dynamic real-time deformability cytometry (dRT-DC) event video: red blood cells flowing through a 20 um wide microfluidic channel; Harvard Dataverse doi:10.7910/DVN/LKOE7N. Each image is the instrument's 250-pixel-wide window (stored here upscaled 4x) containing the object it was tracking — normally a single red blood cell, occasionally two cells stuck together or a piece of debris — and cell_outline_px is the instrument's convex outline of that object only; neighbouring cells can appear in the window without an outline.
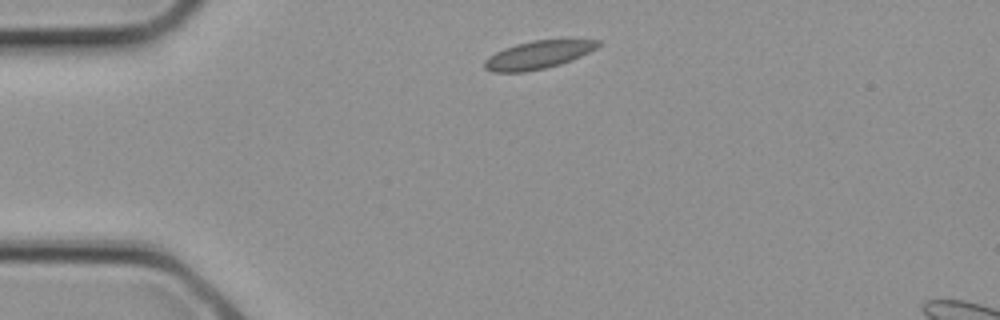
{"species": "common noctule bat (a hibernating species)", "species_latin": "Nyctalus noctula", "temperature_condition": "cold", "stored_images_in_passage": 2, "segment_of_instrument_passage": [1, 2], "camera_frame_rate_fps": 3000, "um_per_image_px": 0.085, "animal": {"sex": "female", "body_mass_g": 21.9}, "frame": {"image": 1, "passage_image": 1, "time_ms": 0.0, "image_size_px": [1000, 320], "cell_outline_px": [[600, 44], [596, 48], [572, 60], [560, 64], [544, 68], [524, 72], [492, 72], [484, 68], [484, 60], [488, 56], [504, 48], [516, 44], [532, 40], [600, 40]], "centroid_in_image_um": [45.69, 4.67], "position_along_channel_um": 39.3, "area_um2": 18.32}}